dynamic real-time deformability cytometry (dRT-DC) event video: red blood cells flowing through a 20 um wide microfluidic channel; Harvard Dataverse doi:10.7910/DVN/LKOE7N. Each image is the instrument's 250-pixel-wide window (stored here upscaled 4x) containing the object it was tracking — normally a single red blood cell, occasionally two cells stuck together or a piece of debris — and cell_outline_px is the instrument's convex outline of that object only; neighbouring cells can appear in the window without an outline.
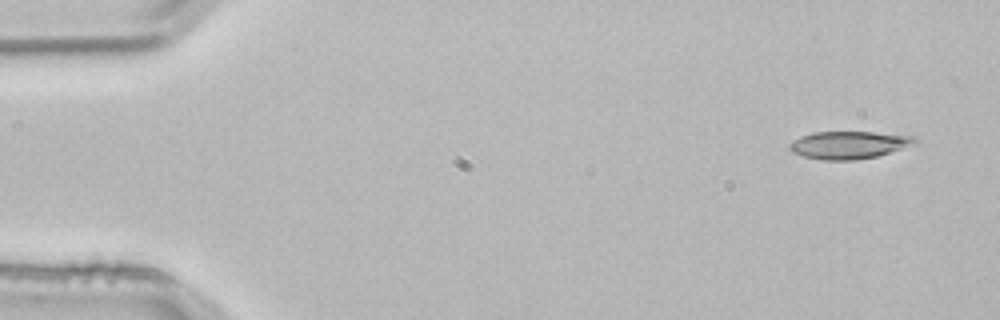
{"species": "common noctule bat (a hibernating species)", "species_latin": "Nyctalus noctula", "temperature_condition": "room temperature", "stored_images_in_passage": 3, "camera_frame_rate_fps": 3000, "um_per_image_px": 0.085, "animal": {"sex": "male", "body_mass_g": 21.5, "forearm_length_mm": 52.0}, "frame": {"image": 1, "passage_image": 1, "time_ms": 0.0, "image_size_px": [1000, 320], "cell_outline_px": [[920, 144], [876, 156], [856, 160], [820, 160], [804, 156], [792, 152], [788, 148], [788, 144], [792, 140], [800, 136], [812, 132], [872, 132], [916, 136], [920, 140]], "centroid_in_image_um": [72.2, 12.31], "position_along_channel_um": 12.8, "area_um2": 20.58}}
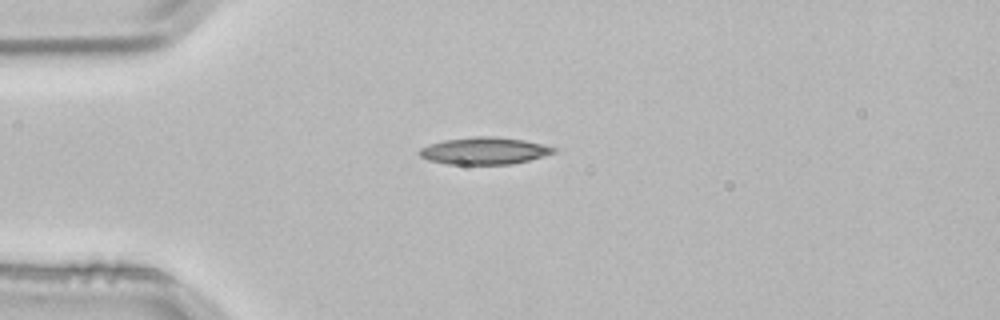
{"frame": {"image": 2, "passage_image": 3, "time_ms": 0.667, "image_size_px": [1000, 320], "cell_outline_px": [[556, 152], [544, 156], [512, 164], [448, 164], [428, 160], [420, 156], [420, 148], [428, 144], [444, 140], [476, 136], [496, 136], [524, 140], [544, 144], [556, 148]], "centroid_in_image_um": [41.18, 12.81], "position_along_channel_um": 43.8, "area_um2": 21.21}}